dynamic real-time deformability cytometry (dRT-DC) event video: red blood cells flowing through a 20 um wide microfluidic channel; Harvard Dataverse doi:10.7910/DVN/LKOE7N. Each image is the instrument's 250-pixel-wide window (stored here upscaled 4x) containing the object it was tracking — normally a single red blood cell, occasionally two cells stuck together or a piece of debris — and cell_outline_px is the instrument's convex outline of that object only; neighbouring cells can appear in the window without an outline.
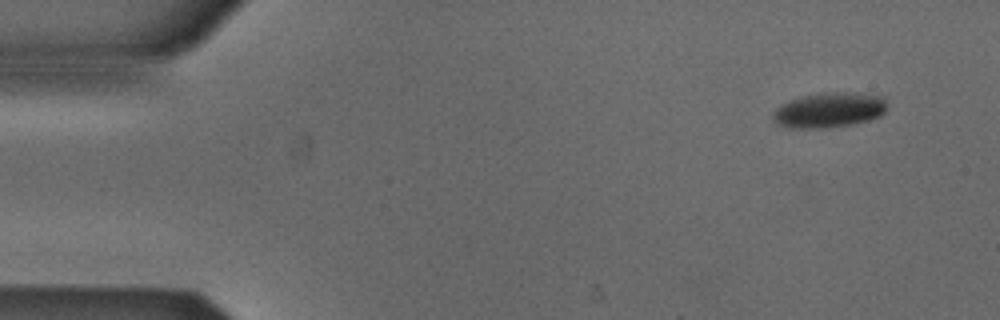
{"species": "Egyptian fruit bat (a non-hibernating species)", "species_latin": "Rousettus aegyptiacus", "temperature_condition": "cold", "stored_images_in_passage": 4, "camera_frame_rate_fps": 3000, "um_per_image_px": 0.085, "animal": {"sex": "male"}, "frame": {"image": 1, "passage_image": 1, "time_ms": 0.0, "image_size_px": [1000, 320], "cell_outline_px": [[888, 104], [884, 112], [880, 116], [868, 120], [848, 124], [820, 128], [792, 128], [780, 124], [772, 120], [772, 112], [780, 104], [788, 100], [820, 92], [856, 92], [884, 96]], "centroid_in_image_um": [70.48, 9.32], "position_along_channel_um": 14.5, "area_um2": 23.47}}
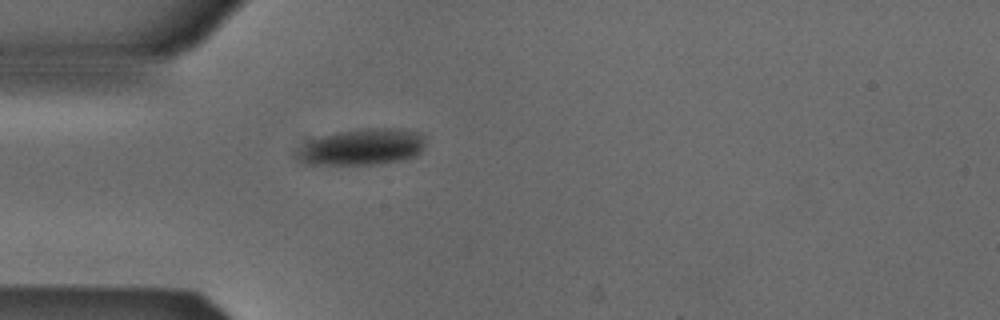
{"frame": {"image": 2, "passage_image": 4, "time_ms": 1.0, "image_size_px": [1000, 320], "cell_outline_px": [[424, 148], [416, 156], [404, 160], [376, 164], [308, 164], [300, 156], [300, 152], [312, 140], [320, 136], [336, 132], [360, 128], [400, 128], [424, 136]], "centroid_in_image_um": [30.91, 12.48], "position_along_channel_um": 54.1, "area_um2": 26.53}}